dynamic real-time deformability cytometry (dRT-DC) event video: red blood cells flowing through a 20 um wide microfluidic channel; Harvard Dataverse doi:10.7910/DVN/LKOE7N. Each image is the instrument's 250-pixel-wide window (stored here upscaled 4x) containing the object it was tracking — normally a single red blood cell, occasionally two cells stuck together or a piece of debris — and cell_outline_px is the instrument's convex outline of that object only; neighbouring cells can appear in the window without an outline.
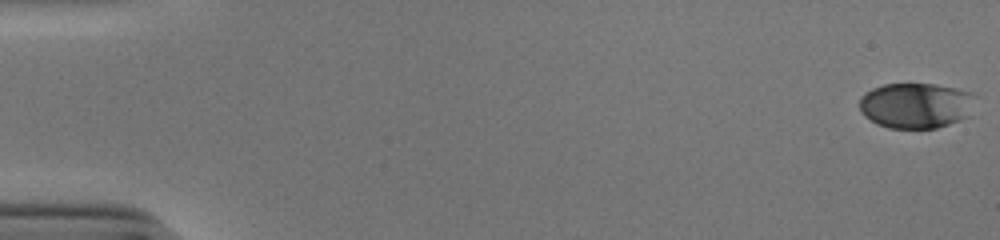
{"species": "human", "species_latin": "Homo sapiens", "temperature_condition": "cold", "stored_images_in_passage": 54, "camera_frame_rate_fps": 3000, "um_per_image_px": 0.085, "donor": {"sex": "male"}, "frame": {"image": 1, "passage_image": 1, "time_ms": 0.0, "image_size_px": [1000, 240], "cell_outline_px": [[976, 96], [968, 116], [960, 120], [936, 128], [888, 128], [876, 124], [864, 116], [860, 108], [860, 96], [864, 92], [872, 88], [884, 84], [936, 84], [976, 92]], "centroid_in_image_um": [77.86, 8.95], "position_along_channel_um": 7.1, "area_um2": 31.04}}
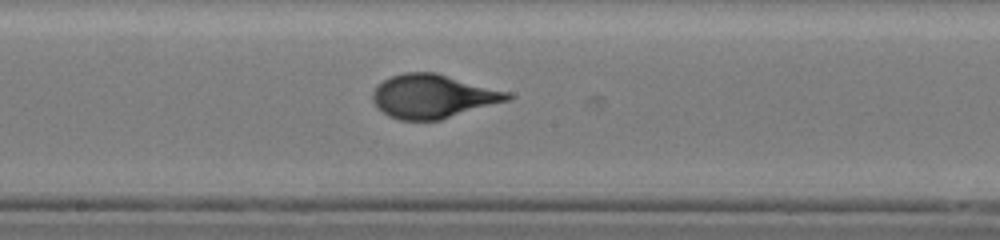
{"frame": {"image": 2, "passage_image": 30, "time_ms": 9.667, "image_size_px": [1000, 240], "cell_outline_px": [[516, 96], [512, 100], [440, 120], [400, 120], [388, 116], [376, 108], [372, 100], [372, 92], [376, 84], [392, 76], [404, 72], [436, 72], [512, 92]], "centroid_in_image_um": [36.84, 8.18], "position_along_channel_um": 211.4, "area_um2": 35.08}}
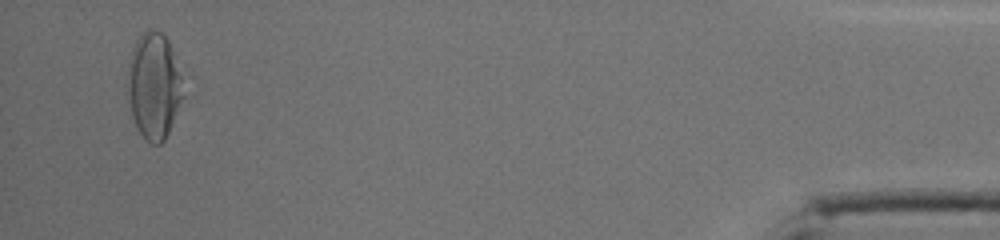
{"frame": {"image": 3, "passage_image": 52, "time_ms": 17.0, "image_size_px": [1000, 240], "cell_outline_px": [[184, 96], [168, 132], [164, 140], [160, 144], [152, 144], [140, 132], [132, 116], [128, 100], [128, 64], [132, 48], [136, 40], [148, 28], [152, 28], [160, 32], [168, 40], [180, 76]], "centroid_in_image_um": [13.06, 7.29], "position_along_channel_um": 422.1, "area_um2": 33.81}, "authors_computed_cell_mechanics": {"area_um2": 33.2061, "velocity_mm_per_s": 3.8958, "shape_relaxation_time_tau1_ms": 5.7085, "shape_relaxation_time_tau2_ms": null, "deformation_change_tau1": 0.2167, "deformation_change_tau2": null}}